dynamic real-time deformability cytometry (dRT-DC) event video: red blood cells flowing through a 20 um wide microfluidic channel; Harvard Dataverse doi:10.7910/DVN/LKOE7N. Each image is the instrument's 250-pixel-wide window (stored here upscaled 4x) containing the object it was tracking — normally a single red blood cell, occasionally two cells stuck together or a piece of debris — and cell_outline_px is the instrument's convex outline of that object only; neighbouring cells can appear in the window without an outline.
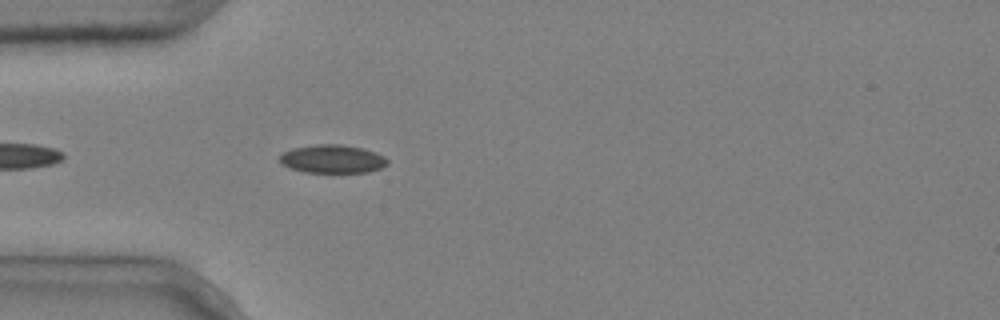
{"species": "common noctule bat (a hibernating species)", "species_latin": "Nyctalus noctula", "temperature_condition": "cold", "stored_images_in_passage": 5, "segment_of_instrument_passage": [2, 2], "camera_frame_rate_fps": 3000, "um_per_image_px": 0.085, "animal": {"sex": "male", "body_mass_g": 20.4}, "frame": {"image": 1, "passage_image": 5, "time_ms": 1.333, "image_size_px": [1000, 320], "cell_outline_px": [[388, 164], [380, 168], [368, 172], [304, 172], [288, 168], [280, 164], [280, 156], [284, 152], [292, 148], [316, 144], [340, 144], [360, 148], [376, 152], [384, 156], [388, 160]], "centroid_in_image_um": [28.23, 13.51], "position_along_channel_um": 56.8, "area_um2": 17.8}}